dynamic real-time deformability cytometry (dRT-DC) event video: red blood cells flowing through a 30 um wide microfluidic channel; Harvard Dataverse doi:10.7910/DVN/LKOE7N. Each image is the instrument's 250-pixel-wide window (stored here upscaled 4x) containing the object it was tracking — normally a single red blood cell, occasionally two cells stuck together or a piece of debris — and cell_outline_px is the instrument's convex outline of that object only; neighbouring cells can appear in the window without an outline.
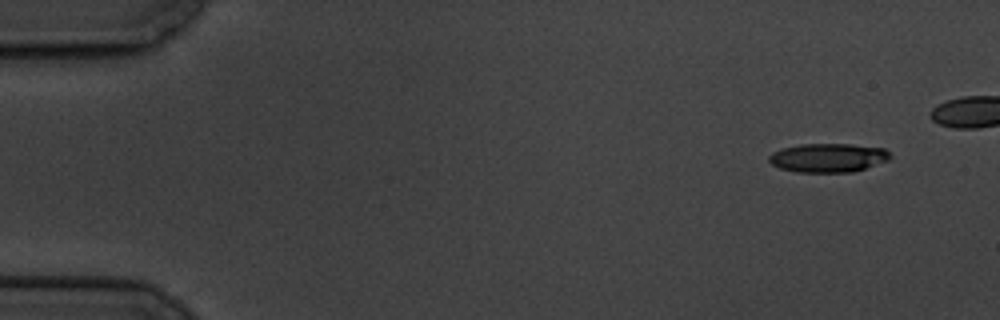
{"species": "common noctule bat (a hibernating species)", "species_latin": "Nyctalus noctula", "temperature_condition": "cold", "stored_images_in_passage": 4, "camera_frame_rate_fps": 3000, "um_per_image_px": 0.085, "animal": {"sex": "male", "body_mass_g": 19.5, "forearm_length_mm": 54.6}, "frame": {"image": 1, "passage_image": 1, "time_ms": 0.0, "image_size_px": [1000, 320], "cell_outline_px": [[892, 156], [888, 160], [852, 172], [796, 172], [780, 168], [772, 164], [768, 160], [768, 156], [772, 152], [780, 148], [800, 144], [852, 144], [884, 148]], "centroid_in_image_um": [70.35, 13.4], "position_along_channel_um": 14.6, "area_um2": 20.4}}